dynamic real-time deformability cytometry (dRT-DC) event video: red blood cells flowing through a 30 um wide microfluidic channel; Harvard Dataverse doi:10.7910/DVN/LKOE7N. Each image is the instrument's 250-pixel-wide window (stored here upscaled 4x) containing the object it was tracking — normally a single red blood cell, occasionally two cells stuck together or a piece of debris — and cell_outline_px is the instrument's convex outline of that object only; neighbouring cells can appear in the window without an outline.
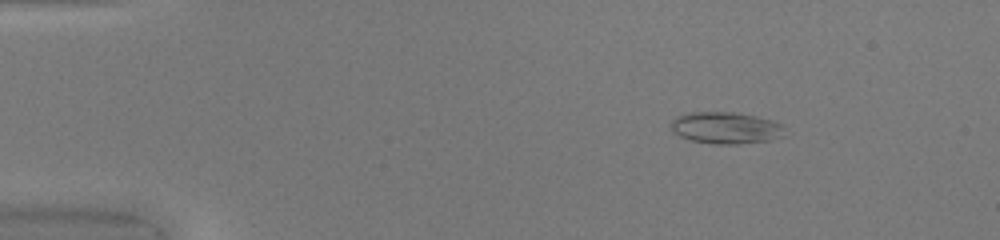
{"species": "common noctule bat (a hibernating species)", "species_latin": "Nyctalus noctula", "temperature_condition": "warm", "stored_images_in_passage": 43, "camera_frame_rate_fps": 3000, "um_per_image_px": 0.085, "animal": {"sex": "female", "body_mass_g": 20.0, "forearm_length_mm": 54.0}, "frame": {"image": 1, "passage_image": 1, "time_ms": 0.0, "image_size_px": [1000, 240], "cell_outline_px": [[784, 136], [772, 140], [736, 144], [712, 144], [692, 140], [680, 136], [672, 128], [672, 120], [676, 116], [688, 112], [736, 112], [756, 116], [772, 120], [784, 124]], "centroid_in_image_um": [61.74, 10.86], "position_along_channel_um": 23.3, "area_um2": 21.15}}
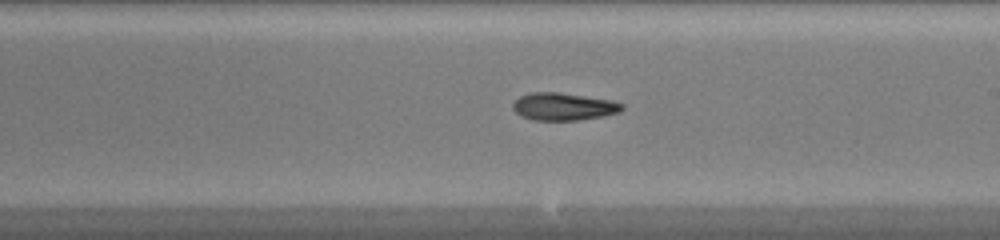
{"frame": {"image": 2, "passage_image": 23, "time_ms": 7.333, "image_size_px": [1000, 240], "cell_outline_px": [[624, 108], [620, 112], [604, 116], [576, 120], [532, 120], [520, 116], [512, 108], [512, 104], [520, 96], [532, 92], [560, 92], [612, 100], [624, 104]], "centroid_in_image_um": [47.91, 9.06], "position_along_channel_um": 241.1, "area_um2": 17.63}}
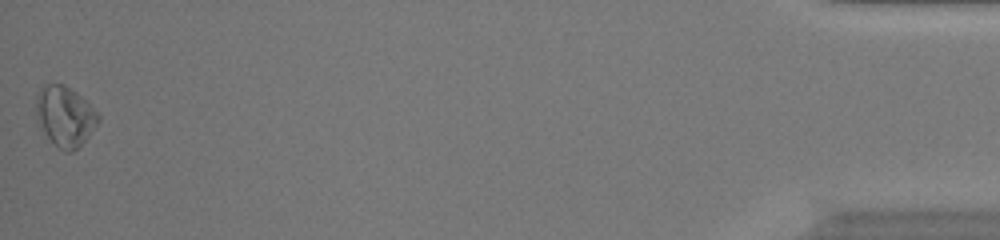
{"frame": {"image": 3, "passage_image": 43, "time_ms": 14.0, "image_size_px": [1000, 240], "cell_outline_px": [[100, 120], [88, 136], [72, 152], [64, 152], [44, 132], [36, 116], [36, 96], [40, 88], [48, 84], [64, 84], [76, 92], [100, 116]], "centroid_in_image_um": [5.51, 9.86], "position_along_channel_um": 429.7, "area_um2": 21.21}, "authors_computed_cell_mechanics": {"area_um2": 18.5538, "velocity_mm_per_s": 4.2097, "shape_relaxation_time_tau1_ms": null, "shape_relaxation_time_tau2_ms": 10.266, "deformation_change_tau1": null, "deformation_change_tau2": 0.1986}}